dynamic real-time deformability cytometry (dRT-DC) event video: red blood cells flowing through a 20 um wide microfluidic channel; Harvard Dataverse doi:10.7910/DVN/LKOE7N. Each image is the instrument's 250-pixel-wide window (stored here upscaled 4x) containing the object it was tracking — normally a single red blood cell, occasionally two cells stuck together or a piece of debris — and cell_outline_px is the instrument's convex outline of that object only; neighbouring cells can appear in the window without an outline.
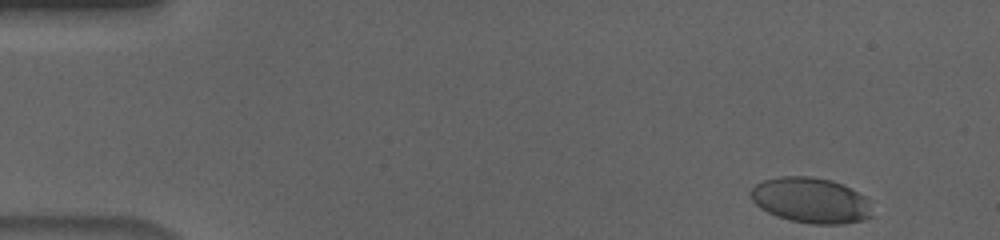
{"species": "human", "species_latin": "Homo sapiens", "temperature_condition": "cold", "stored_images_in_passage": 53, "camera_frame_rate_fps": 3000, "um_per_image_px": 0.085, "donor": {"sex": "male"}, "frame": {"image": 1, "passage_image": 1, "time_ms": 0.0, "image_size_px": [1000, 240], "cell_outline_px": [[872, 216], [864, 220], [844, 224], [812, 224], [788, 220], [776, 216], [760, 208], [748, 196], [748, 192], [756, 184], [764, 180], [780, 176], [812, 176], [832, 180], [864, 196], [868, 200]], "centroid_in_image_um": [68.88, 17.03], "position_along_channel_um": 16.1, "area_um2": 32.31}}
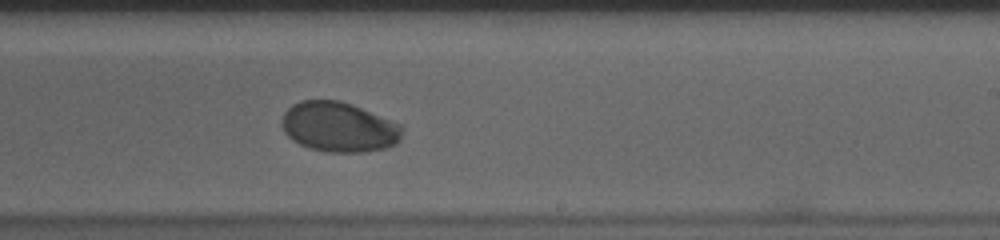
{"frame": {"image": 2, "passage_image": 31, "time_ms": 10.0, "image_size_px": [1000, 240], "cell_outline_px": [[404, 132], [400, 140], [396, 144], [384, 148], [364, 152], [328, 152], [308, 148], [292, 140], [284, 132], [280, 124], [280, 120], [284, 112], [292, 104], [300, 100], [340, 100], [352, 104], [404, 124]], "centroid_in_image_um": [28.82, 10.79], "position_along_channel_um": 260.2, "area_um2": 35.72}}
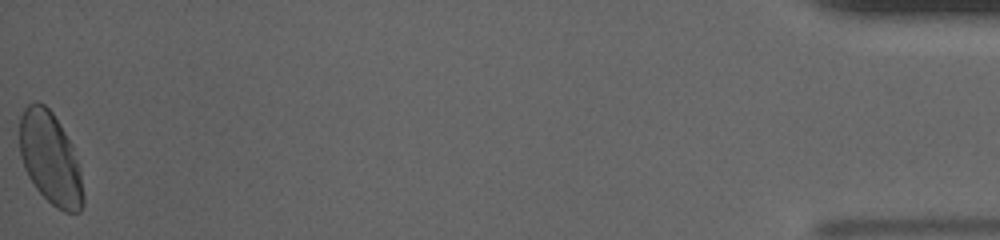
{"frame": {"image": 3, "passage_image": 53, "time_ms": 17.333, "image_size_px": [1000, 240], "cell_outline_px": [[84, 204], [80, 212], [64, 212], [56, 208], [36, 188], [28, 176], [24, 168], [20, 156], [20, 116], [24, 108], [28, 104], [36, 100], [44, 104], [52, 112], [60, 124], [72, 144], [80, 168], [84, 196]], "centroid_in_image_um": [4.28, 13.46], "position_along_channel_um": 430.9, "area_um2": 34.39}, "authors_computed_cell_mechanics": {"area_um2": 33.6974, "velocity_mm_per_s": 3.6254, "shape_relaxation_time_tau1_ms": 3.758, "shape_relaxation_time_tau2_ms": null, "deformation_change_tau1": 0.1325, "deformation_change_tau2": null}}